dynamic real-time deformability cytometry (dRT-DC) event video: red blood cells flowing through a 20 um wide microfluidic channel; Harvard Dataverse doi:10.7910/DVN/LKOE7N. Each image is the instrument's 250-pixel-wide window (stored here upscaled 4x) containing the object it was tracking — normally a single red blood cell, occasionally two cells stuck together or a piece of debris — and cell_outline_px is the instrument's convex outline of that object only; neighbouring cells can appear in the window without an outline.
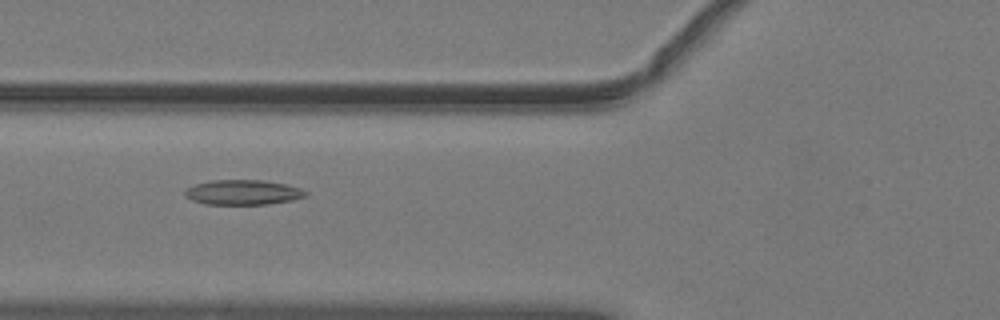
{"species": "common noctule bat (a hibernating species)", "species_latin": "Nyctalus noctula", "temperature_condition": "warm", "stored_images_in_passage": 46, "camera_frame_rate_fps": 3000, "um_per_image_px": 0.085, "animal": {"sex": "male", "body_mass_g": 19.2, "forearm_length_mm": 51.8}, "frame": {"image": 1, "passage_image": 15, "time_ms": 4.667, "image_size_px": [1000, 320], "cell_outline_px": [[308, 196], [292, 200], [268, 204], [204, 204], [192, 200], [184, 196], [184, 192], [192, 184], [212, 180], [260, 180], [284, 184], [300, 188], [308, 192]], "centroid_in_image_um": [20.63, 16.35], "position_along_channel_um": 105.2, "area_um2": 17.57}}
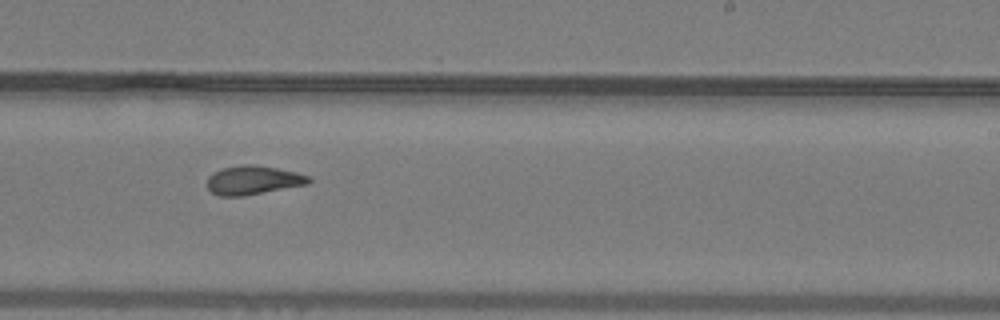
{"frame": {"image": 2, "passage_image": 27, "time_ms": 8.667, "image_size_px": [1000, 320], "cell_outline_px": [[312, 180], [308, 184], [240, 196], [220, 196], [212, 192], [208, 188], [208, 176], [212, 172], [220, 168], [244, 164], [256, 164], [296, 172], [308, 176]], "centroid_in_image_um": [21.48, 15.29], "position_along_channel_um": 267.5, "area_um2": 16.99}}
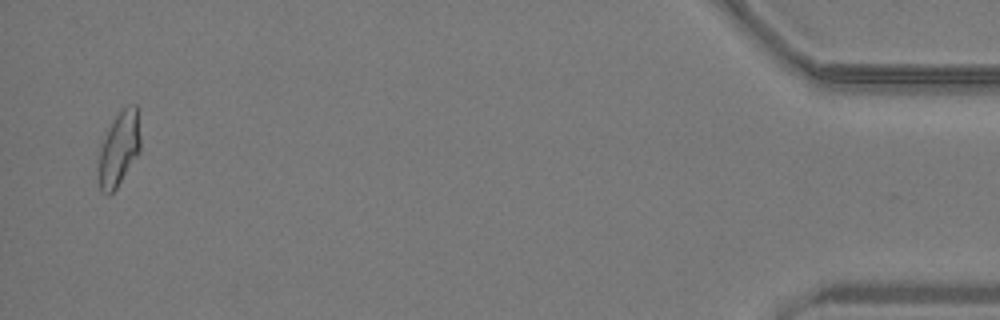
{"frame": {"image": 3, "passage_image": 45, "time_ms": 14.667, "image_size_px": [1000, 320], "cell_outline_px": [[140, 152], [116, 188], [108, 196], [100, 192], [96, 176], [96, 168], [100, 144], [112, 120], [128, 104], [136, 104], [140, 136]], "centroid_in_image_um": [10.05, 12.71], "position_along_channel_um": 425.1, "area_um2": 18.73}, "authors_computed_cell_mechanics": {"area_um2": 17.5712, "velocity_mm_per_s": 4.0626, "shape_relaxation_time_tau1_ms": 11.3442, "shape_relaxation_time_tau2_ms": 1.3813, "deformation_change_tau1": 0.2757, "deformation_change_tau2": 0.0732}}